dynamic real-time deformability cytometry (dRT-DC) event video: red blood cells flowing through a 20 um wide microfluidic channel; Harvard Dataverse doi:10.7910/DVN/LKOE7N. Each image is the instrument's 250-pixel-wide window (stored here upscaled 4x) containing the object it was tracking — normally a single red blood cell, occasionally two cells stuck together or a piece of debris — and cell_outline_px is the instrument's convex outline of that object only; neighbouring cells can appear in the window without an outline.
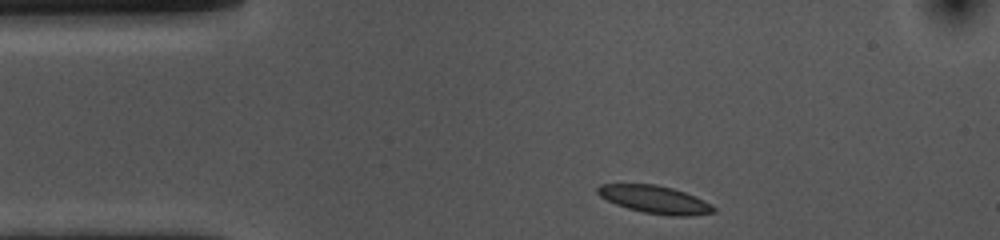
{"species": "common noctule bat (a hibernating species)", "species_latin": "Nyctalus noctula", "temperature_condition": "cold", "stored_images_in_passage": 36, "camera_frame_rate_fps": 3000, "um_per_image_px": 0.085, "animal": {"sex": "female", "body_mass_g": 10.0, "forearm_length_mm": 53.1}, "frame": {"image": 1, "passage_image": 1, "time_ms": 0.0, "image_size_px": [1000, 240], "cell_outline_px": [[716, 212], [692, 216], [668, 216], [644, 212], [628, 208], [616, 204], [600, 196], [596, 192], [596, 188], [600, 184], [656, 184], [672, 188], [684, 192], [704, 200], [712, 204], [716, 208]], "centroid_in_image_um": [55.69, 16.96], "position_along_channel_um": 29.3, "area_um2": 18.79}}
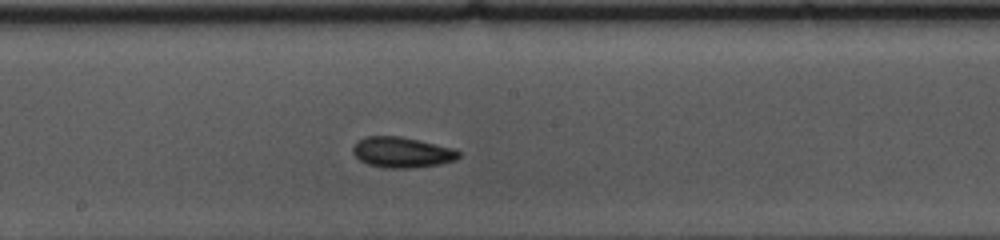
{"frame": {"image": 2, "passage_image": 20, "time_ms": 6.333, "image_size_px": [1000, 240], "cell_outline_px": [[460, 156], [456, 160], [440, 164], [412, 168], [384, 168], [368, 164], [360, 160], [352, 152], [352, 148], [356, 140], [364, 136], [400, 136], [420, 140], [452, 148], [460, 152]], "centroid_in_image_um": [34.14, 12.94], "position_along_channel_um": 214.1, "area_um2": 19.02}}
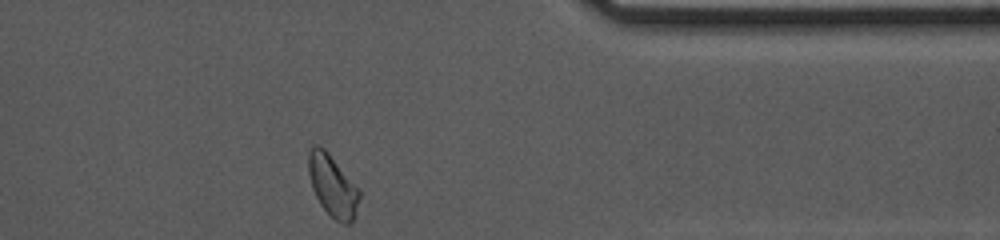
{"frame": {"image": 3, "passage_image": 36, "time_ms": 11.667, "image_size_px": [1000, 240], "cell_outline_px": [[360, 196], [352, 224], [344, 224], [336, 220], [320, 204], [312, 188], [308, 172], [308, 152], [312, 144], [320, 144], [328, 152], [360, 188]], "centroid_in_image_um": [28.27, 15.75], "position_along_channel_um": 383.1, "area_um2": 18.5}, "authors_computed_cell_mechanics": {"area_um2": 18.2937, "velocity_mm_per_s": 3.517, "shape_relaxation_time_tau1_ms": 4.4671, "shape_relaxation_time_tau2_ms": 3.3351, "deformation_change_tau1": 0.1174, "deformation_change_tau2": 0.0867}}